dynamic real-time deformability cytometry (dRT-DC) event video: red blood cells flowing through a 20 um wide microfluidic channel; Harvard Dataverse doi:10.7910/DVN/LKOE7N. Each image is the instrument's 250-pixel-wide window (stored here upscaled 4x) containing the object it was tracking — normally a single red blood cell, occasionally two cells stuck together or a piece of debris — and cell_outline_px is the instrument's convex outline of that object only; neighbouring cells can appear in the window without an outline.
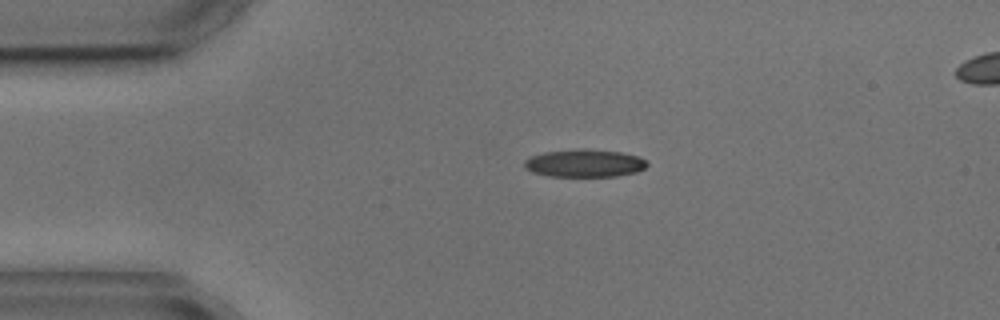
{"species": "common noctule bat (a hibernating species)", "species_latin": "Nyctalus noctula", "temperature_condition": "cold", "stored_images_in_passage": 3, "segment_of_instrument_passage": [1, 2], "camera_frame_rate_fps": 3000, "um_per_image_px": 0.085, "animal": {"sex": "male", "body_mass_g": 17.9, "forearm_length_mm": 54.2}, "frame": {"image": 1, "passage_image": 1, "time_ms": 0.0, "image_size_px": [1000, 320], "cell_outline_px": [[648, 164], [644, 168], [636, 172], [616, 176], [548, 176], [532, 172], [524, 168], [524, 160], [532, 156], [544, 152], [580, 148], [584, 148], [620, 152], [640, 156]], "centroid_in_image_um": [49.67, 13.86], "position_along_channel_um": 35.3, "area_um2": 19.88}}